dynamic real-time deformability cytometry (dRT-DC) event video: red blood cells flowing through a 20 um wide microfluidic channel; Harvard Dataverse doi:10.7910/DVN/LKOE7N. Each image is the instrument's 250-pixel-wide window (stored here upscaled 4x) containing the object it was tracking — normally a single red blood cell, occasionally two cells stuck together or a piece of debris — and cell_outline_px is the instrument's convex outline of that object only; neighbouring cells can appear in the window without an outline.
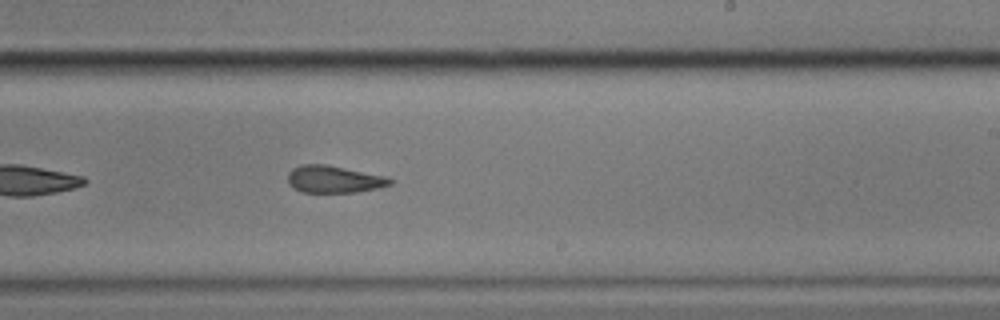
{"species": "common noctule bat (a hibernating species)", "species_latin": "Nyctalus noctula", "temperature_condition": "cold", "stored_images_in_passage": 26, "camera_frame_rate_fps": 3000, "um_per_image_px": 0.085, "animal": {"sex": "male", "body_mass_g": 17.9}, "frame": {"image": 1, "passage_image": 19, "time_ms": 6.0, "image_size_px": [1000, 320], "cell_outline_px": [[396, 180], [392, 184], [376, 188], [356, 192], [304, 192], [292, 188], [288, 184], [288, 172], [292, 168], [300, 164], [328, 164], [384, 176]], "centroid_in_image_um": [28.36, 15.22], "position_along_channel_um": 260.6, "area_um2": 16.3}}